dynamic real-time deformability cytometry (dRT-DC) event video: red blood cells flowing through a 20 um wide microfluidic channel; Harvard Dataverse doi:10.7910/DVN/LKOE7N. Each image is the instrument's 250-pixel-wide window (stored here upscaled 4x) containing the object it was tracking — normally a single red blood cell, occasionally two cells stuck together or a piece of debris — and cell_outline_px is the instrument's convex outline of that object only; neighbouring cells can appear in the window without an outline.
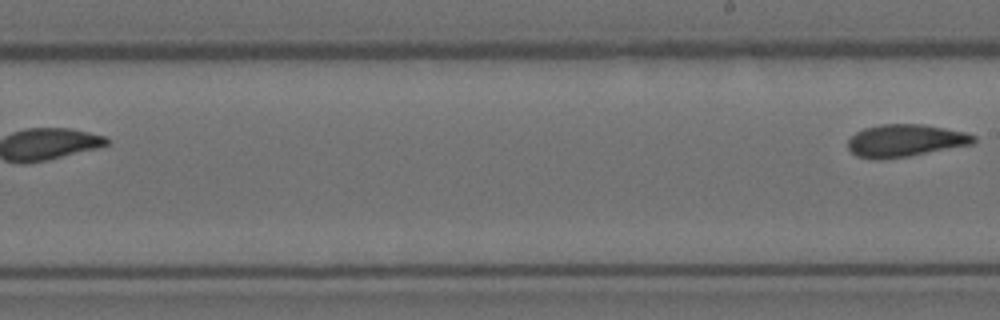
{"species": "Egyptian fruit bat (a non-hibernating species)", "species_latin": "Rousettus aegyptiacus", "temperature_condition": "room temperature", "stored_images_in_passage": 10, "segment_of_instrument_passage": [2, 2], "camera_frame_rate_fps": 3000, "um_per_image_px": 0.085, "animal": {"sex": "female"}, "frame": {"image": 1, "passage_image": 10, "time_ms": 11.0, "image_size_px": [1000, 320], "cell_outline_px": [[976, 140], [972, 144], [908, 156], [856, 156], [848, 148], [848, 140], [856, 132], [864, 128], [880, 124], [924, 124], [968, 132], [976, 136]], "centroid_in_image_um": [77.02, 11.89], "position_along_channel_um": 212.0, "area_um2": 23.06}}